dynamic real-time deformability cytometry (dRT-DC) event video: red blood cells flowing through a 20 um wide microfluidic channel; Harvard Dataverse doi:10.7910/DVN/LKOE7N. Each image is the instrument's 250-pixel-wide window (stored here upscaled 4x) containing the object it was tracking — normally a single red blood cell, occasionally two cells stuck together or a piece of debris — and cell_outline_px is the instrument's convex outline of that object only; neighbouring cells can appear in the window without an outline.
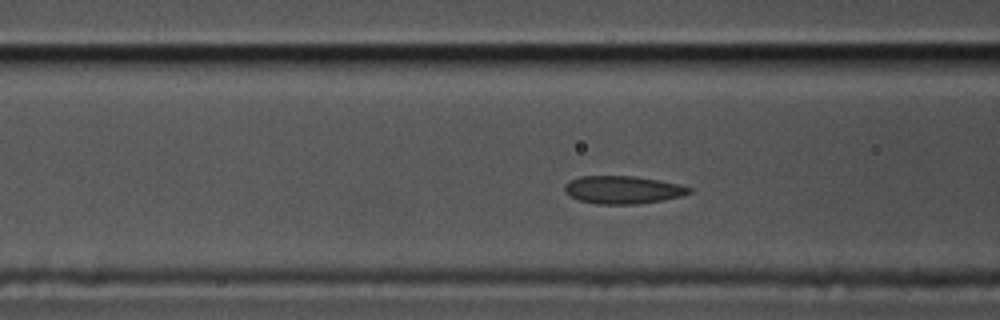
{"species": "common noctule bat (a hibernating species)", "species_latin": "Nyctalus noctula", "temperature_condition": "cold", "stored_images_in_passage": 47, "camera_frame_rate_fps": 3000, "um_per_image_px": 0.085, "animal": {"sex": "male", "body_mass_g": 17.5, "forearm_length_mm": 52.3}, "frame": {"image": 1, "passage_image": 16, "time_ms": 5.0, "image_size_px": [1000, 320], "cell_outline_px": [[692, 192], [680, 196], [660, 200], [636, 204], [596, 204], [580, 200], [564, 192], [564, 184], [568, 180], [580, 176], [632, 176], [660, 180], [680, 184], [692, 188]], "centroid_in_image_um": [52.92, 16.12], "position_along_channel_um": 113.7, "area_um2": 20.17}}
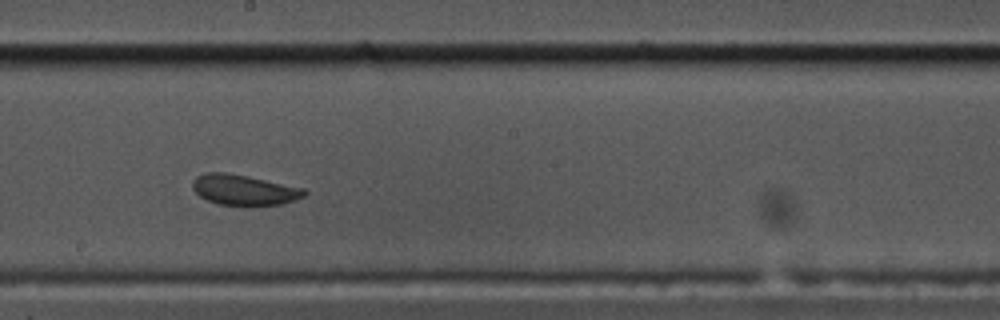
{"frame": {"image": 2, "passage_image": 26, "time_ms": 8.333, "image_size_px": [1000, 320], "cell_outline_px": [[308, 192], [304, 196], [296, 200], [284, 204], [252, 208], [244, 208], [216, 204], [200, 196], [192, 188], [192, 180], [196, 176], [204, 172], [224, 172], [248, 176], [304, 188]], "centroid_in_image_um": [20.75, 16.19], "position_along_channel_um": 227.4, "area_um2": 20.75}}
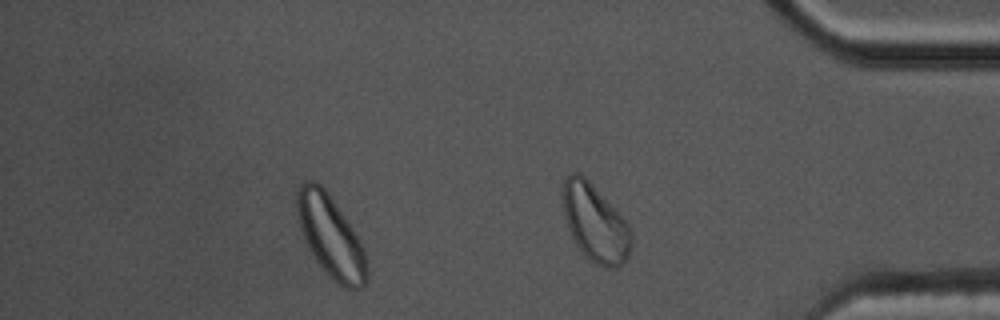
{"frame": {"image": 3, "passage_image": 41, "time_ms": 13.333, "image_size_px": [1000, 320], "cell_outline_px": [[368, 280], [364, 288], [344, 288], [336, 284], [316, 260], [300, 228], [296, 212], [296, 192], [300, 184], [304, 180], [316, 180], [324, 188], [344, 216], [352, 228], [364, 248], [368, 264]], "centroid_in_image_um": [28.12, 20.11], "position_along_channel_um": 407.1, "area_um2": 33.23}}